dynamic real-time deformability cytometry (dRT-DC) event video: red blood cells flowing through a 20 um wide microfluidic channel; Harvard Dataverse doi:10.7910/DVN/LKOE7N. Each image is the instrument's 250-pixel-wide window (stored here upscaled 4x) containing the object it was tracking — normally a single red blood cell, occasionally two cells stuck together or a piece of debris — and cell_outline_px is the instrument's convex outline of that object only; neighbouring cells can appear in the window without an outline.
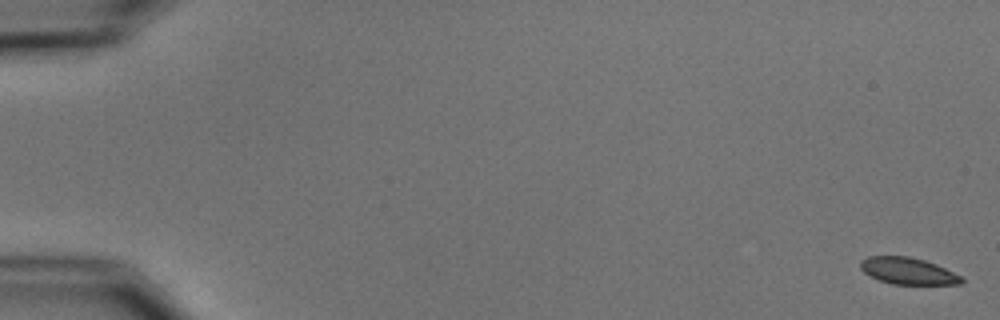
{"species": "common noctule bat (a hibernating species)", "species_latin": "Nyctalus noctula", "temperature_condition": "cold", "stored_images_in_passage": 7, "camera_frame_rate_fps": 3000, "um_per_image_px": 0.085, "animal": {"sex": "male", "body_mass_g": 15.6}, "frame": {"image": 1, "passage_image": 1, "time_ms": 0.0, "image_size_px": [1000, 320], "cell_outline_px": [[964, 280], [960, 284], [892, 284], [880, 280], [864, 272], [860, 268], [860, 260], [868, 256], [908, 256], [924, 260], [936, 264], [960, 276]], "centroid_in_image_um": [77.15, 23.02], "position_along_channel_um": 7.9, "area_um2": 15.55}}